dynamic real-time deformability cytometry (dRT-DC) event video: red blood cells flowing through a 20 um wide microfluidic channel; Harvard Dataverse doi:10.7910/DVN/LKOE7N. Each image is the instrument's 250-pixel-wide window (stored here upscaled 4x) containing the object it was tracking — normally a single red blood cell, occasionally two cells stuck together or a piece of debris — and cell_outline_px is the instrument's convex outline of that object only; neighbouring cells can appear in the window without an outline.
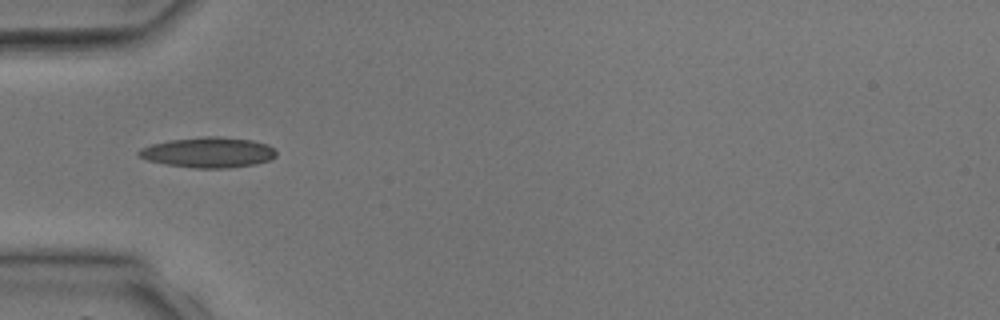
{"species": "common noctule bat (a hibernating species)", "species_latin": "Nyctalus noctula", "temperature_condition": "room temperature", "stored_images_in_passage": 4, "camera_frame_rate_fps": 3000, "um_per_image_px": 0.085, "animal": {"sex": "male", "body_mass_g": 17.9, "forearm_length_mm": 54.2}, "frame": {"image": 1, "passage_image": 4, "time_ms": 3.667, "image_size_px": [1000, 320], "cell_outline_px": [[276, 156], [268, 160], [256, 164], [228, 168], [192, 168], [168, 164], [148, 160], [136, 156], [136, 152], [140, 148], [152, 144], [168, 140], [204, 136], [220, 136], [252, 140], [268, 144], [276, 148]], "centroid_in_image_um": [17.71, 12.94], "position_along_channel_um": 67.3, "area_um2": 24.57}}